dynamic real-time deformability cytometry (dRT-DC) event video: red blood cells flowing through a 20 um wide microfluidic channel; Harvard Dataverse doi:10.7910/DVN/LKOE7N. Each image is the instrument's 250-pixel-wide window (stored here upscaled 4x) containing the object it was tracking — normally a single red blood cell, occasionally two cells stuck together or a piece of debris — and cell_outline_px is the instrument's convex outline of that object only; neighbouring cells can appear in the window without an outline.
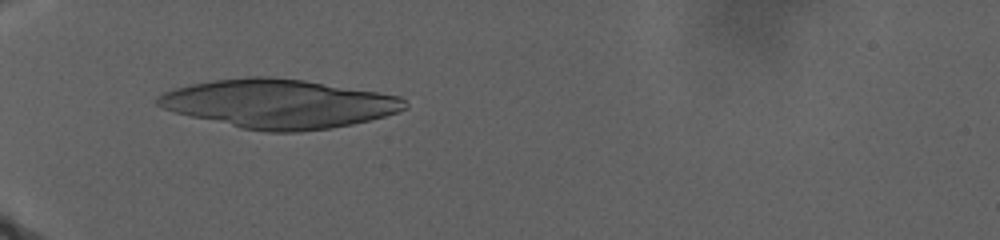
{"species": "human", "species_latin": "Homo sapiens", "temperature_condition": "warm", "stored_images_in_passage": 18, "camera_frame_rate_fps": 3000, "um_per_image_px": 0.085, "donor": {"sex": "male"}, "frame": {"image": 1, "passage_image": 1, "time_ms": 0.0, "image_size_px": [1000, 240], "cell_outline_px": [[408, 108], [384, 116], [352, 124], [332, 128], [300, 132], [268, 132], [240, 128], [176, 112], [164, 108], [156, 104], [156, 96], [164, 92], [176, 88], [192, 84], [212, 80], [248, 76], [272, 76], [304, 80], [400, 96], [408, 104]], "centroid_in_image_um": [23.7, 8.81], "position_along_channel_um": 61.3, "area_um2": 70.05}}